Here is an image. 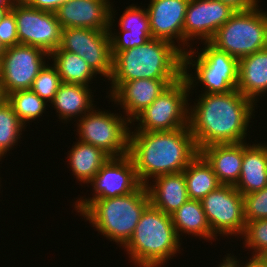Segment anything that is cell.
Wrapping results in <instances>:
<instances>
[{"mask_svg": "<svg viewBox=\"0 0 267 267\" xmlns=\"http://www.w3.org/2000/svg\"><path fill=\"white\" fill-rule=\"evenodd\" d=\"M195 102L189 106L188 126L198 151L212 144L247 142L257 105L251 99L234 89L229 93H200Z\"/></svg>", "mask_w": 267, "mask_h": 267, "instance_id": "cell-1", "label": "cell"}, {"mask_svg": "<svg viewBox=\"0 0 267 267\" xmlns=\"http://www.w3.org/2000/svg\"><path fill=\"white\" fill-rule=\"evenodd\" d=\"M198 154L189 126L152 132L130 129L128 155L142 185L160 175L183 172Z\"/></svg>", "mask_w": 267, "mask_h": 267, "instance_id": "cell-2", "label": "cell"}, {"mask_svg": "<svg viewBox=\"0 0 267 267\" xmlns=\"http://www.w3.org/2000/svg\"><path fill=\"white\" fill-rule=\"evenodd\" d=\"M182 77L183 52L169 41L151 38L140 46L120 51L113 58V72L108 82Z\"/></svg>", "mask_w": 267, "mask_h": 267, "instance_id": "cell-3", "label": "cell"}, {"mask_svg": "<svg viewBox=\"0 0 267 267\" xmlns=\"http://www.w3.org/2000/svg\"><path fill=\"white\" fill-rule=\"evenodd\" d=\"M180 241L171 215L150 204L123 248L135 267H161L176 257L177 252L180 254Z\"/></svg>", "mask_w": 267, "mask_h": 267, "instance_id": "cell-4", "label": "cell"}, {"mask_svg": "<svg viewBox=\"0 0 267 267\" xmlns=\"http://www.w3.org/2000/svg\"><path fill=\"white\" fill-rule=\"evenodd\" d=\"M149 205L147 187L141 184L127 195L93 200L79 216L89 220L99 234L123 248Z\"/></svg>", "mask_w": 267, "mask_h": 267, "instance_id": "cell-5", "label": "cell"}, {"mask_svg": "<svg viewBox=\"0 0 267 267\" xmlns=\"http://www.w3.org/2000/svg\"><path fill=\"white\" fill-rule=\"evenodd\" d=\"M203 44L200 52L199 48H191L183 53V77L189 85L190 92L193 93L191 90H194L199 82L205 89L202 90V94L229 93L237 89L239 60L219 50L210 42ZM191 66L195 69V74L192 69L189 71Z\"/></svg>", "mask_w": 267, "mask_h": 267, "instance_id": "cell-6", "label": "cell"}, {"mask_svg": "<svg viewBox=\"0 0 267 267\" xmlns=\"http://www.w3.org/2000/svg\"><path fill=\"white\" fill-rule=\"evenodd\" d=\"M260 4L246 11H236L215 33L210 43L237 58L267 47V11Z\"/></svg>", "mask_w": 267, "mask_h": 267, "instance_id": "cell-7", "label": "cell"}, {"mask_svg": "<svg viewBox=\"0 0 267 267\" xmlns=\"http://www.w3.org/2000/svg\"><path fill=\"white\" fill-rule=\"evenodd\" d=\"M190 94L184 77L171 84L133 120V126L138 122L134 131H171L188 127Z\"/></svg>", "mask_w": 267, "mask_h": 267, "instance_id": "cell-8", "label": "cell"}, {"mask_svg": "<svg viewBox=\"0 0 267 267\" xmlns=\"http://www.w3.org/2000/svg\"><path fill=\"white\" fill-rule=\"evenodd\" d=\"M96 109L76 121L79 141L98 147L110 157L127 155L131 122L121 113Z\"/></svg>", "mask_w": 267, "mask_h": 267, "instance_id": "cell-9", "label": "cell"}, {"mask_svg": "<svg viewBox=\"0 0 267 267\" xmlns=\"http://www.w3.org/2000/svg\"><path fill=\"white\" fill-rule=\"evenodd\" d=\"M213 235L242 236L246 221L243 195L232 185H220L201 201ZM219 234V235H218Z\"/></svg>", "mask_w": 267, "mask_h": 267, "instance_id": "cell-10", "label": "cell"}, {"mask_svg": "<svg viewBox=\"0 0 267 267\" xmlns=\"http://www.w3.org/2000/svg\"><path fill=\"white\" fill-rule=\"evenodd\" d=\"M50 60V54L43 49L17 44L6 51L0 58V84L5 96L18 91L30 89L33 80Z\"/></svg>", "mask_w": 267, "mask_h": 267, "instance_id": "cell-11", "label": "cell"}, {"mask_svg": "<svg viewBox=\"0 0 267 267\" xmlns=\"http://www.w3.org/2000/svg\"><path fill=\"white\" fill-rule=\"evenodd\" d=\"M56 50H66L82 57L92 70L110 80L113 57L109 31L88 28H64Z\"/></svg>", "mask_w": 267, "mask_h": 267, "instance_id": "cell-12", "label": "cell"}, {"mask_svg": "<svg viewBox=\"0 0 267 267\" xmlns=\"http://www.w3.org/2000/svg\"><path fill=\"white\" fill-rule=\"evenodd\" d=\"M19 44L35 46L51 54L61 41L62 27L55 12L39 10L24 2H13Z\"/></svg>", "mask_w": 267, "mask_h": 267, "instance_id": "cell-13", "label": "cell"}, {"mask_svg": "<svg viewBox=\"0 0 267 267\" xmlns=\"http://www.w3.org/2000/svg\"><path fill=\"white\" fill-rule=\"evenodd\" d=\"M93 197H80L72 206L81 213L93 200L127 195L140 185L133 161L130 156L110 157L89 182Z\"/></svg>", "mask_w": 267, "mask_h": 267, "instance_id": "cell-14", "label": "cell"}, {"mask_svg": "<svg viewBox=\"0 0 267 267\" xmlns=\"http://www.w3.org/2000/svg\"><path fill=\"white\" fill-rule=\"evenodd\" d=\"M235 12L229 5L218 0H190L183 26V53L193 47L190 46L193 40H201V44L210 42L217 30Z\"/></svg>", "mask_w": 267, "mask_h": 267, "instance_id": "cell-15", "label": "cell"}, {"mask_svg": "<svg viewBox=\"0 0 267 267\" xmlns=\"http://www.w3.org/2000/svg\"><path fill=\"white\" fill-rule=\"evenodd\" d=\"M179 79H136L126 82H110L106 98L124 110V117L131 123L152 104L171 84Z\"/></svg>", "mask_w": 267, "mask_h": 267, "instance_id": "cell-16", "label": "cell"}, {"mask_svg": "<svg viewBox=\"0 0 267 267\" xmlns=\"http://www.w3.org/2000/svg\"><path fill=\"white\" fill-rule=\"evenodd\" d=\"M189 1L150 0L146 9L152 38L169 41L175 46L178 45V48L183 52V26Z\"/></svg>", "mask_w": 267, "mask_h": 267, "instance_id": "cell-17", "label": "cell"}, {"mask_svg": "<svg viewBox=\"0 0 267 267\" xmlns=\"http://www.w3.org/2000/svg\"><path fill=\"white\" fill-rule=\"evenodd\" d=\"M111 5L110 0H69L55 11V15L62 29L109 31Z\"/></svg>", "mask_w": 267, "mask_h": 267, "instance_id": "cell-18", "label": "cell"}, {"mask_svg": "<svg viewBox=\"0 0 267 267\" xmlns=\"http://www.w3.org/2000/svg\"><path fill=\"white\" fill-rule=\"evenodd\" d=\"M199 153L211 165L221 185L237 184L242 167L244 142L212 144L202 148Z\"/></svg>", "mask_w": 267, "mask_h": 267, "instance_id": "cell-19", "label": "cell"}, {"mask_svg": "<svg viewBox=\"0 0 267 267\" xmlns=\"http://www.w3.org/2000/svg\"><path fill=\"white\" fill-rule=\"evenodd\" d=\"M151 181L146 184L150 204L165 214L171 215L189 200L183 172L160 175Z\"/></svg>", "mask_w": 267, "mask_h": 267, "instance_id": "cell-20", "label": "cell"}, {"mask_svg": "<svg viewBox=\"0 0 267 267\" xmlns=\"http://www.w3.org/2000/svg\"><path fill=\"white\" fill-rule=\"evenodd\" d=\"M244 142L240 177L234 186L242 195L267 187V143Z\"/></svg>", "mask_w": 267, "mask_h": 267, "instance_id": "cell-21", "label": "cell"}, {"mask_svg": "<svg viewBox=\"0 0 267 267\" xmlns=\"http://www.w3.org/2000/svg\"><path fill=\"white\" fill-rule=\"evenodd\" d=\"M237 90L255 104L267 92V47L239 59Z\"/></svg>", "mask_w": 267, "mask_h": 267, "instance_id": "cell-22", "label": "cell"}, {"mask_svg": "<svg viewBox=\"0 0 267 267\" xmlns=\"http://www.w3.org/2000/svg\"><path fill=\"white\" fill-rule=\"evenodd\" d=\"M89 87L62 82L50 105L52 104L51 107L58 113V119L64 121V124L73 118L81 119L96 106L93 104L94 94Z\"/></svg>", "mask_w": 267, "mask_h": 267, "instance_id": "cell-23", "label": "cell"}, {"mask_svg": "<svg viewBox=\"0 0 267 267\" xmlns=\"http://www.w3.org/2000/svg\"><path fill=\"white\" fill-rule=\"evenodd\" d=\"M76 140L77 142L68 151V164L72 175L76 176L74 178L80 183L88 184L110 159V156L98 147Z\"/></svg>", "mask_w": 267, "mask_h": 267, "instance_id": "cell-24", "label": "cell"}, {"mask_svg": "<svg viewBox=\"0 0 267 267\" xmlns=\"http://www.w3.org/2000/svg\"><path fill=\"white\" fill-rule=\"evenodd\" d=\"M171 218L180 240L182 239L180 238L181 235L185 233L196 238L198 236L199 239L203 238L206 241L218 240L211 231L204 209L199 200L189 199L171 214Z\"/></svg>", "mask_w": 267, "mask_h": 267, "instance_id": "cell-25", "label": "cell"}, {"mask_svg": "<svg viewBox=\"0 0 267 267\" xmlns=\"http://www.w3.org/2000/svg\"><path fill=\"white\" fill-rule=\"evenodd\" d=\"M189 199L201 201L221 184L211 165L199 153L183 171Z\"/></svg>", "mask_w": 267, "mask_h": 267, "instance_id": "cell-26", "label": "cell"}, {"mask_svg": "<svg viewBox=\"0 0 267 267\" xmlns=\"http://www.w3.org/2000/svg\"><path fill=\"white\" fill-rule=\"evenodd\" d=\"M52 64L57 68L63 83L90 86L97 75L87 62L75 53L55 50L50 54ZM94 77V78H93Z\"/></svg>", "mask_w": 267, "mask_h": 267, "instance_id": "cell-27", "label": "cell"}, {"mask_svg": "<svg viewBox=\"0 0 267 267\" xmlns=\"http://www.w3.org/2000/svg\"><path fill=\"white\" fill-rule=\"evenodd\" d=\"M6 100L25 127L27 123L30 124L29 122L36 121V119L40 121L39 118L46 113V106L50 107L31 89L12 92L6 96Z\"/></svg>", "mask_w": 267, "mask_h": 267, "instance_id": "cell-28", "label": "cell"}, {"mask_svg": "<svg viewBox=\"0 0 267 267\" xmlns=\"http://www.w3.org/2000/svg\"><path fill=\"white\" fill-rule=\"evenodd\" d=\"M25 128L12 106L7 100L4 101L0 105V162L1 158H4L7 152L13 150V147L18 144L22 131H26Z\"/></svg>", "mask_w": 267, "mask_h": 267, "instance_id": "cell-29", "label": "cell"}, {"mask_svg": "<svg viewBox=\"0 0 267 267\" xmlns=\"http://www.w3.org/2000/svg\"><path fill=\"white\" fill-rule=\"evenodd\" d=\"M239 238L244 239V248L252 250V258L267 257V219L246 222L244 232Z\"/></svg>", "mask_w": 267, "mask_h": 267, "instance_id": "cell-30", "label": "cell"}, {"mask_svg": "<svg viewBox=\"0 0 267 267\" xmlns=\"http://www.w3.org/2000/svg\"><path fill=\"white\" fill-rule=\"evenodd\" d=\"M48 63L49 61L33 80L30 89L49 104L54 100L62 81L57 68Z\"/></svg>", "mask_w": 267, "mask_h": 267, "instance_id": "cell-31", "label": "cell"}, {"mask_svg": "<svg viewBox=\"0 0 267 267\" xmlns=\"http://www.w3.org/2000/svg\"><path fill=\"white\" fill-rule=\"evenodd\" d=\"M118 24L120 30H127V34L152 35L147 9L135 4L126 7Z\"/></svg>", "mask_w": 267, "mask_h": 267, "instance_id": "cell-32", "label": "cell"}, {"mask_svg": "<svg viewBox=\"0 0 267 267\" xmlns=\"http://www.w3.org/2000/svg\"><path fill=\"white\" fill-rule=\"evenodd\" d=\"M111 5V20H110V27H109V35L111 40V54L114 58L120 51H124L129 48L140 46L146 43L148 40L152 38V35H134V34H127V30H120V32H116L114 28V15H116L115 8ZM113 26V27H112ZM121 33V34H120Z\"/></svg>", "mask_w": 267, "mask_h": 267, "instance_id": "cell-33", "label": "cell"}, {"mask_svg": "<svg viewBox=\"0 0 267 267\" xmlns=\"http://www.w3.org/2000/svg\"><path fill=\"white\" fill-rule=\"evenodd\" d=\"M245 221L267 219V187L243 195Z\"/></svg>", "mask_w": 267, "mask_h": 267, "instance_id": "cell-34", "label": "cell"}, {"mask_svg": "<svg viewBox=\"0 0 267 267\" xmlns=\"http://www.w3.org/2000/svg\"><path fill=\"white\" fill-rule=\"evenodd\" d=\"M14 13L10 10L0 21V41L5 48L19 44Z\"/></svg>", "mask_w": 267, "mask_h": 267, "instance_id": "cell-35", "label": "cell"}, {"mask_svg": "<svg viewBox=\"0 0 267 267\" xmlns=\"http://www.w3.org/2000/svg\"><path fill=\"white\" fill-rule=\"evenodd\" d=\"M69 0H25V2L33 8L55 12L61 5Z\"/></svg>", "mask_w": 267, "mask_h": 267, "instance_id": "cell-36", "label": "cell"}, {"mask_svg": "<svg viewBox=\"0 0 267 267\" xmlns=\"http://www.w3.org/2000/svg\"><path fill=\"white\" fill-rule=\"evenodd\" d=\"M229 5L235 11H246L259 4L260 0H218Z\"/></svg>", "mask_w": 267, "mask_h": 267, "instance_id": "cell-37", "label": "cell"}, {"mask_svg": "<svg viewBox=\"0 0 267 267\" xmlns=\"http://www.w3.org/2000/svg\"><path fill=\"white\" fill-rule=\"evenodd\" d=\"M240 259H237V267H267V260L265 258L250 257L243 265Z\"/></svg>", "mask_w": 267, "mask_h": 267, "instance_id": "cell-38", "label": "cell"}, {"mask_svg": "<svg viewBox=\"0 0 267 267\" xmlns=\"http://www.w3.org/2000/svg\"><path fill=\"white\" fill-rule=\"evenodd\" d=\"M222 260L223 262L221 261L217 267H237V258L234 256V254L232 256L231 253H227V256L225 255L224 259L222 258Z\"/></svg>", "mask_w": 267, "mask_h": 267, "instance_id": "cell-39", "label": "cell"}, {"mask_svg": "<svg viewBox=\"0 0 267 267\" xmlns=\"http://www.w3.org/2000/svg\"><path fill=\"white\" fill-rule=\"evenodd\" d=\"M13 0H0V8H11Z\"/></svg>", "mask_w": 267, "mask_h": 267, "instance_id": "cell-40", "label": "cell"}, {"mask_svg": "<svg viewBox=\"0 0 267 267\" xmlns=\"http://www.w3.org/2000/svg\"><path fill=\"white\" fill-rule=\"evenodd\" d=\"M6 101V96L3 92V88H2V85L0 84V105Z\"/></svg>", "mask_w": 267, "mask_h": 267, "instance_id": "cell-41", "label": "cell"}, {"mask_svg": "<svg viewBox=\"0 0 267 267\" xmlns=\"http://www.w3.org/2000/svg\"><path fill=\"white\" fill-rule=\"evenodd\" d=\"M10 10H11V8H0V21L5 16V14Z\"/></svg>", "mask_w": 267, "mask_h": 267, "instance_id": "cell-42", "label": "cell"}, {"mask_svg": "<svg viewBox=\"0 0 267 267\" xmlns=\"http://www.w3.org/2000/svg\"><path fill=\"white\" fill-rule=\"evenodd\" d=\"M6 51V48L3 46V44L0 41V58L3 55V53Z\"/></svg>", "mask_w": 267, "mask_h": 267, "instance_id": "cell-43", "label": "cell"}, {"mask_svg": "<svg viewBox=\"0 0 267 267\" xmlns=\"http://www.w3.org/2000/svg\"><path fill=\"white\" fill-rule=\"evenodd\" d=\"M14 2H24L25 0H13Z\"/></svg>", "mask_w": 267, "mask_h": 267, "instance_id": "cell-44", "label": "cell"}]
</instances>
